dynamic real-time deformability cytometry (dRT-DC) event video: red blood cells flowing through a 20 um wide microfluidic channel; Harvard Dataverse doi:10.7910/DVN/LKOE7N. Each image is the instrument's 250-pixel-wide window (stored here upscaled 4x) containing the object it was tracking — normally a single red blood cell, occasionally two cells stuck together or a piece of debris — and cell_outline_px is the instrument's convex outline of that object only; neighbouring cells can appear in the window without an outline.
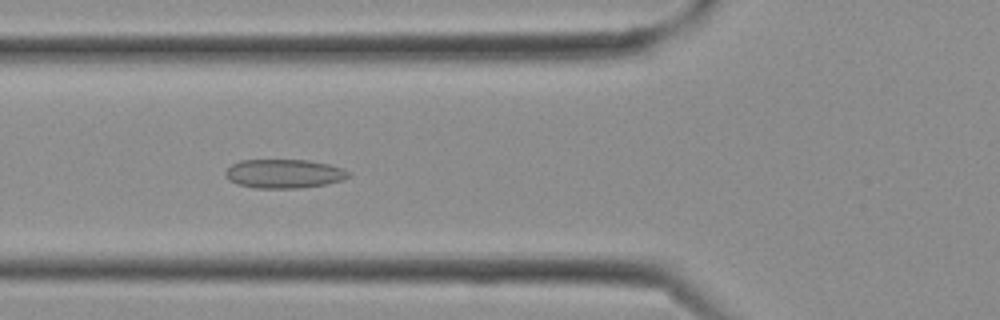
{"species": "Egyptian fruit bat (a non-hibernating species)", "species_latin": "Rousettus aegyptiacus", "temperature_condition": "cold", "stored_images_in_passage": 26, "camera_frame_rate_fps": 3000, "um_per_image_px": 0.085, "frame": {"image": 1, "passage_image": 7, "time_ms": 2.0, "image_size_px": [1000, 320], "cell_outline_px": [[352, 176], [344, 180], [324, 184], [296, 188], [256, 188], [236, 184], [228, 180], [224, 176], [224, 172], [232, 164], [240, 160], [308, 160], [328, 164], [352, 172]], "centroid_in_image_um": [24.13, 14.76], "position_along_channel_um": 101.7, "area_um2": 20.87}}
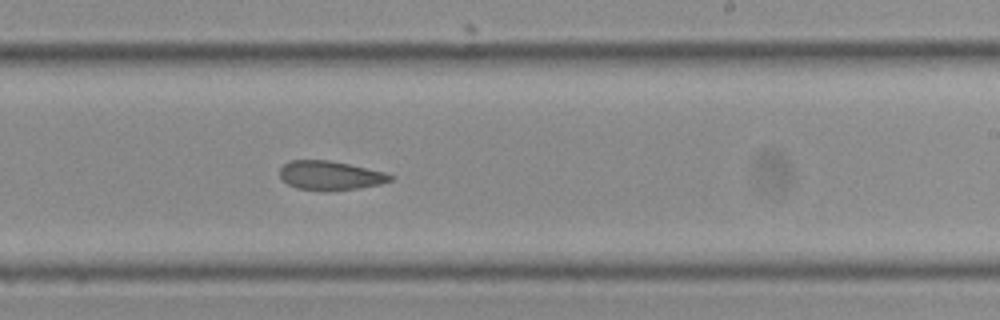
{"frame": {"image": 2, "passage_image": 14, "time_ms": 4.333, "image_size_px": [1000, 320], "cell_outline_px": [[396, 176], [392, 180], [380, 184], [356, 188], [296, 188], [288, 184], [280, 176], [280, 168], [288, 160], [328, 160], [348, 164], [384, 172]], "centroid_in_image_um": [28.07, 14.87], "position_along_channel_um": 260.9, "area_um2": 17.92}}
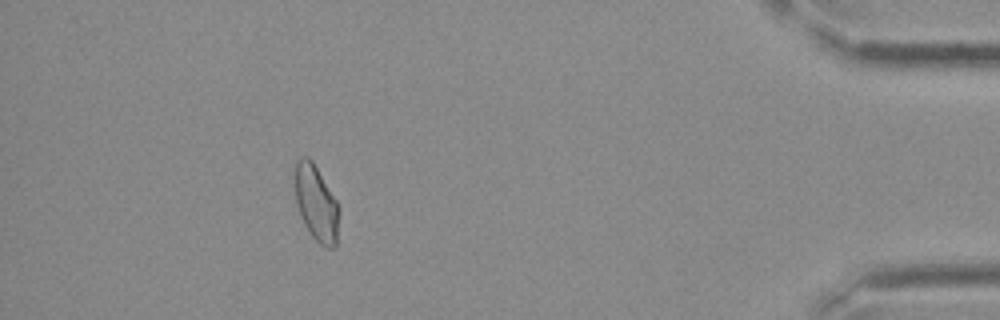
{"frame": {"image": 3, "passage_image": 23, "time_ms": 7.333, "image_size_px": [1000, 320], "cell_outline_px": [[340, 212], [336, 248], [324, 248], [312, 236], [304, 224], [300, 216], [296, 204], [296, 160], [304, 156], [308, 156], [312, 160], [336, 200], [340, 208]], "centroid_in_image_um": [26.91, 17.32], "position_along_channel_um": 408.3, "area_um2": 19.54}}